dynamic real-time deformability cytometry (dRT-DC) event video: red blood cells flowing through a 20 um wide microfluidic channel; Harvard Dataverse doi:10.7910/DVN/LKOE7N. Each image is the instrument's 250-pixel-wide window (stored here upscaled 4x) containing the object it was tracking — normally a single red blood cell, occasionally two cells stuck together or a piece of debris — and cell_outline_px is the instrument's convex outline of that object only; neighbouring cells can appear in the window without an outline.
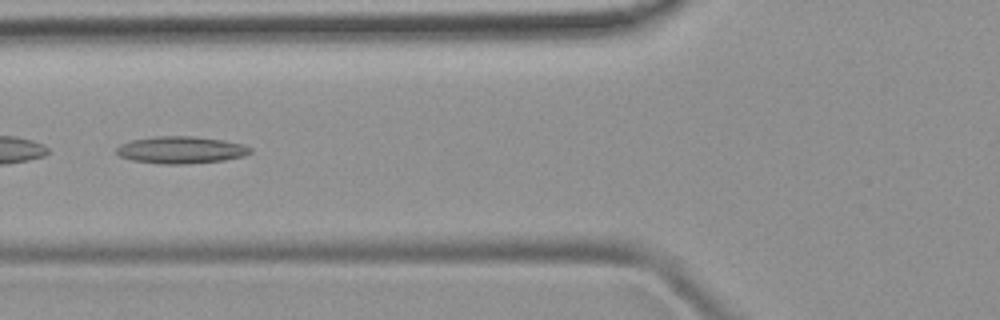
{"species": "common noctule bat (a hibernating species)", "species_latin": "Nyctalus noctula", "temperature_condition": "room temperature", "stored_images_in_passage": 5, "camera_frame_rate_fps": 3000, "um_per_image_px": 0.085, "animal": {"sex": "female", "body_mass_g": 19.9}, "frame": {"image": 1, "passage_image": 5, "time_ms": 5.333, "image_size_px": [1000, 320], "cell_outline_px": [[252, 152], [244, 156], [224, 160], [184, 164], [160, 164], [132, 160], [120, 156], [116, 152], [116, 148], [120, 144], [132, 140], [156, 136], [192, 136], [224, 140], [244, 144], [252, 148]], "centroid_in_image_um": [15.4, 12.74], "position_along_channel_um": 110.4, "area_um2": 21.21}}